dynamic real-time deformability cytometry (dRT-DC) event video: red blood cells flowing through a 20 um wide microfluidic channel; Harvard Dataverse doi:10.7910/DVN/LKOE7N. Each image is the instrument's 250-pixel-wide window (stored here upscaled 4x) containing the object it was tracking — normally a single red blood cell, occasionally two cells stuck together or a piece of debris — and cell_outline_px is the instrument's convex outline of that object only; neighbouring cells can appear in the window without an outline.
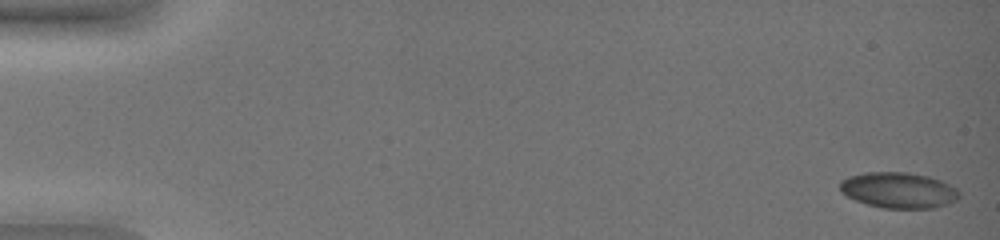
{"species": "common noctule bat (a hibernating species)", "species_latin": "Nyctalus noctula", "temperature_condition": "warm", "stored_images_in_passage": 7, "camera_frame_rate_fps": 3000, "um_per_image_px": 0.085, "animal": {"sex": "female", "body_mass_g": 19.0, "forearm_length_mm": 51.5}, "frame": {"image": 1, "passage_image": 1, "time_ms": 0.0, "image_size_px": [1000, 240], "cell_outline_px": [[960, 196], [956, 200], [948, 204], [932, 208], [884, 208], [868, 204], [856, 200], [840, 192], [840, 180], [848, 176], [864, 172], [908, 172], [928, 176], [940, 180], [956, 188], [960, 192]], "centroid_in_image_um": [76.37, 16.16], "position_along_channel_um": 8.6, "area_um2": 24.91}}